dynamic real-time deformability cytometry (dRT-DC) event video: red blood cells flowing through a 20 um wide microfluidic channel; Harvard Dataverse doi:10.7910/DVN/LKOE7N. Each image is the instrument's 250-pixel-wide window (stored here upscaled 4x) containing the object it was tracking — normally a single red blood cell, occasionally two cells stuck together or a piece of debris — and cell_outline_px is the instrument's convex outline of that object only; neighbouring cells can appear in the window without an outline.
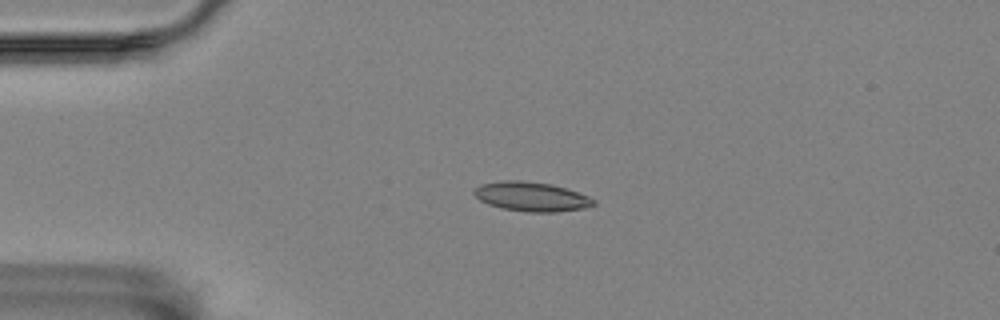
{"species": "Egyptian fruit bat (a non-hibernating species)", "species_latin": "Rousettus aegyptiacus", "temperature_condition": "room temperature", "stored_images_in_passage": 4, "camera_frame_rate_fps": 3000, "um_per_image_px": 0.085, "animal": {"sex": "female"}, "frame": {"image": 1, "passage_image": 3, "time_ms": 2.333, "image_size_px": [1000, 320], "cell_outline_px": [[596, 204], [584, 208], [556, 212], [528, 212], [504, 208], [488, 204], [480, 200], [472, 192], [480, 184], [500, 180], [520, 180], [552, 184], [588, 196], [596, 200]], "centroid_in_image_um": [45.16, 16.7], "position_along_channel_um": 39.8, "area_um2": 20.35}}